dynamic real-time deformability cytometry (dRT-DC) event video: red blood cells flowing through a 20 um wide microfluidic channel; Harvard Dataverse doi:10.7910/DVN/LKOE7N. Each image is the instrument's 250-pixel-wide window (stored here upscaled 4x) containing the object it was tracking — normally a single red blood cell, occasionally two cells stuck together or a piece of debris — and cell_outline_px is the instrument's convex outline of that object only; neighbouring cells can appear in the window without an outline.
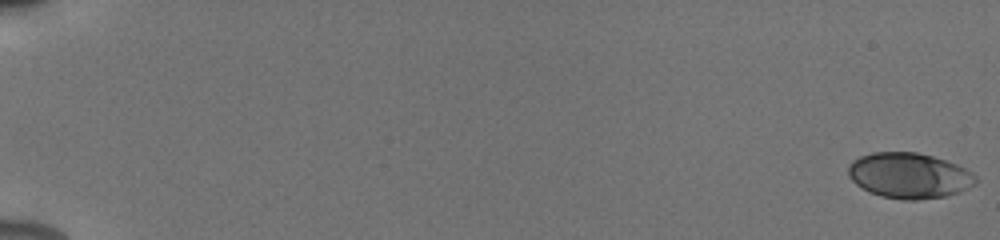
{"species": "human", "species_latin": "Homo sapiens", "temperature_condition": "cold", "stored_images_in_passage": 55, "camera_frame_rate_fps": 3000, "um_per_image_px": 0.085, "donor": {"sex": "male"}, "frame": {"image": 1, "passage_image": 1, "time_ms": 0.0, "image_size_px": [1000, 240], "cell_outline_px": [[976, 184], [960, 192], [944, 196], [916, 200], [904, 200], [880, 196], [868, 192], [856, 184], [848, 176], [848, 164], [852, 160], [860, 156], [872, 152], [916, 152], [932, 156], [956, 164], [972, 172], [976, 176]], "centroid_in_image_um": [77.25, 14.92], "position_along_channel_um": 7.7, "area_um2": 33.93}}
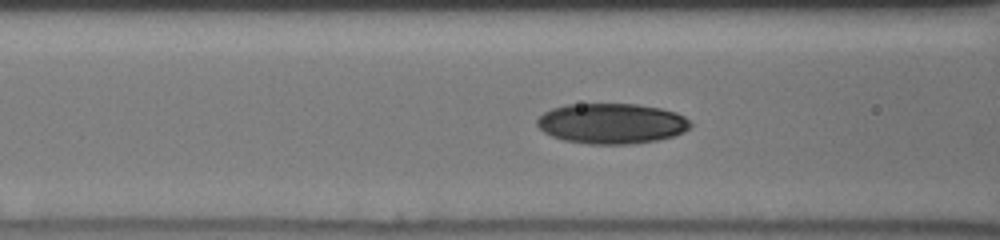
{"frame": {"image": 2, "passage_image": 25, "time_ms": 8.0, "image_size_px": [1000, 240], "cell_outline_px": [[692, 124], [684, 132], [672, 136], [656, 140], [632, 144], [588, 144], [564, 140], [552, 136], [544, 132], [536, 124], [536, 120], [544, 112], [552, 108], [564, 104], [640, 104], [660, 108], [676, 112], [684, 116]], "centroid_in_image_um": [51.97, 10.49], "position_along_channel_um": 114.6, "area_um2": 36.18}}
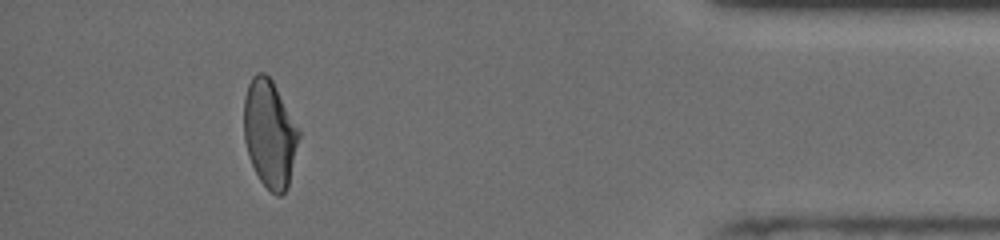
{"frame": {"image": 3, "passage_image": 51, "time_ms": 16.667, "image_size_px": [1000, 240], "cell_outline_px": [[300, 136], [288, 188], [280, 196], [276, 196], [260, 180], [248, 156], [244, 140], [244, 96], [248, 84], [252, 76], [256, 72], [264, 72], [272, 80], [300, 132]], "centroid_in_image_um": [22.91, 11.36], "position_along_channel_um": 412.3, "area_um2": 34.33}, "authors_computed_cell_mechanics": {"area_um2": 34.4488, "velocity_mm_per_s": 3.9159, "shape_relaxation_time_tau1_ms": 6.1561, "shape_relaxation_time_tau2_ms": 1.9033, "deformation_change_tau1": 0.174, "deformation_change_tau2": 0.0594}}